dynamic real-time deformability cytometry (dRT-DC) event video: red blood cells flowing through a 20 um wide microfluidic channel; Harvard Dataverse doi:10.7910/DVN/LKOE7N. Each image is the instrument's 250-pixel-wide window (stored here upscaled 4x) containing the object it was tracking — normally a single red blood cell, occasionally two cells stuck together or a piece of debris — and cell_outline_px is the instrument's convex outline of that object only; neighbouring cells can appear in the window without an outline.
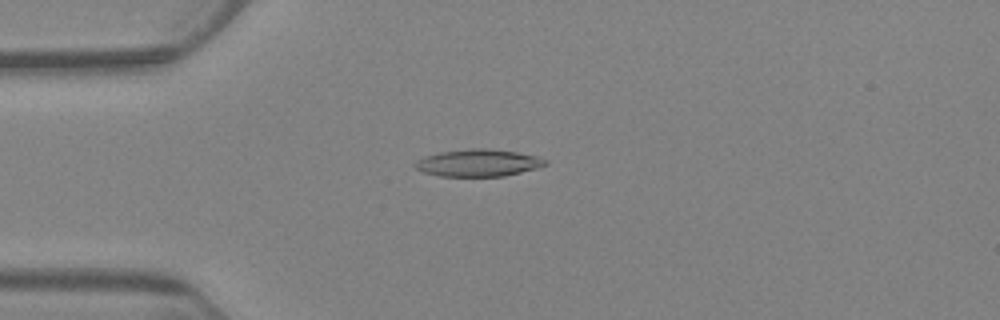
{"species": "Egyptian fruit bat (a non-hibernating species)", "species_latin": "Rousettus aegyptiacus", "temperature_condition": "warm", "stored_images_in_passage": 8, "camera_frame_rate_fps": 3000, "um_per_image_px": 0.085, "animal": {"sex": "female"}, "frame": {"image": 1, "passage_image": 4, "time_ms": 4.333, "image_size_px": [1000, 320], "cell_outline_px": [[548, 164], [536, 168], [504, 176], [440, 176], [424, 172], [416, 168], [412, 164], [424, 156], [440, 152], [472, 148], [488, 148], [516, 152], [536, 156], [548, 160]], "centroid_in_image_um": [40.65, 13.84], "position_along_channel_um": 44.4, "area_um2": 20.52}}
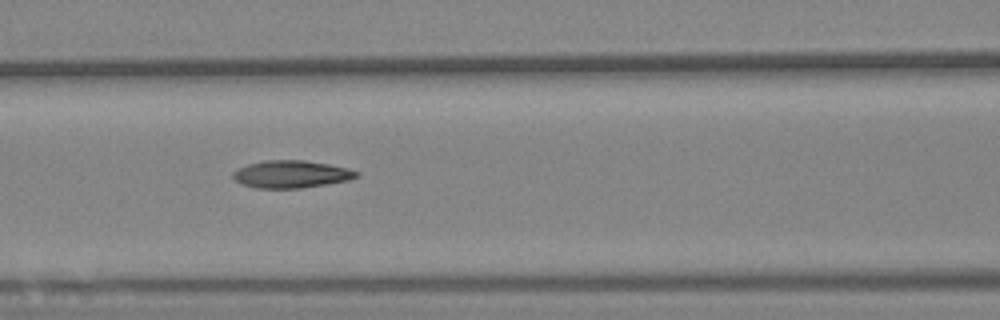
{"frame": {"image": 2, "passage_image": 7, "time_ms": 8.0, "image_size_px": [1000, 320], "cell_outline_px": [[360, 176], [348, 180], [300, 188], [256, 188], [240, 184], [232, 176], [232, 172], [248, 164], [264, 160], [304, 160], [328, 164], [348, 168], [360, 172]], "centroid_in_image_um": [24.75, 14.8], "position_along_channel_um": 141.8, "area_um2": 19.71}}
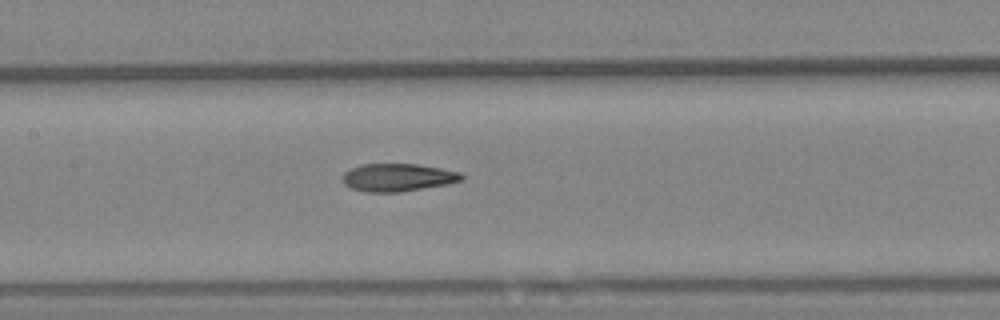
{"frame": {"image": 3, "passage_image": 8, "time_ms": 9.0, "image_size_px": [1000, 320], "cell_outline_px": [[464, 176], [460, 180], [448, 184], [400, 192], [368, 192], [352, 188], [344, 184], [344, 172], [352, 168], [364, 164], [416, 164], [440, 168], [460, 172]], "centroid_in_image_um": [33.83, 15.08], "position_along_channel_um": 173.6, "area_um2": 19.02}}